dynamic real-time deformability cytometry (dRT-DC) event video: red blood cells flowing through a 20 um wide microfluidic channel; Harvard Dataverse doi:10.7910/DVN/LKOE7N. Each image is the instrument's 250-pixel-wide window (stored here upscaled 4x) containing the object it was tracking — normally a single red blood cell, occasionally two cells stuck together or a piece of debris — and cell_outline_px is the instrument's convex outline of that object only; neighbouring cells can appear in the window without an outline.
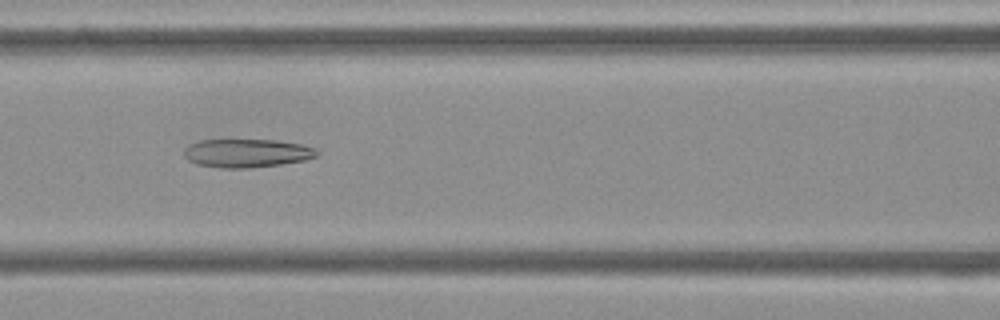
{"species": "Egyptian fruit bat (a non-hibernating species)", "species_latin": "Rousettus aegyptiacus", "temperature_condition": "cold", "stored_images_in_passage": 53, "camera_frame_rate_fps": 3000, "um_per_image_px": 0.085, "frame": {"image": 1, "passage_image": 22, "time_ms": 7.0, "image_size_px": [1000, 320], "cell_outline_px": [[320, 152], [316, 156], [304, 160], [280, 164], [248, 168], [224, 168], [196, 164], [188, 160], [184, 156], [184, 148], [188, 144], [200, 140], [276, 140], [300, 144], [316, 148]], "centroid_in_image_um": [20.96, 13.01], "position_along_channel_um": 145.6, "area_um2": 22.02}}
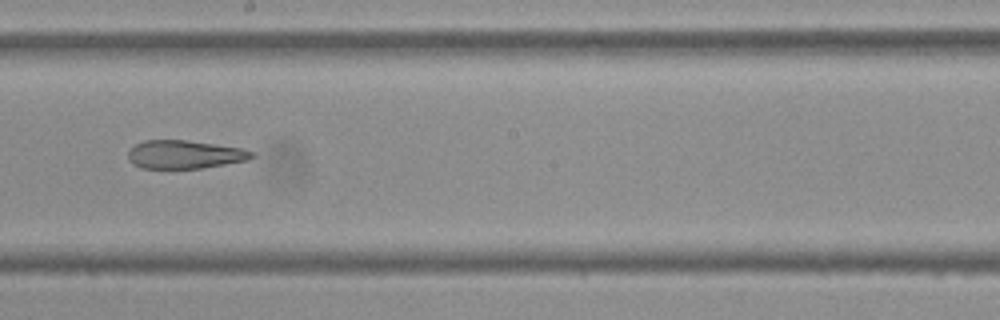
{"frame": {"image": 2, "passage_image": 29, "time_ms": 9.333, "image_size_px": [1000, 320], "cell_outline_px": [[256, 156], [248, 160], [204, 168], [140, 168], [132, 164], [128, 160], [128, 148], [144, 140], [184, 140], [244, 148], [256, 152]], "centroid_in_image_um": [15.71, 13.13], "position_along_channel_um": 232.5, "area_um2": 20.69}}
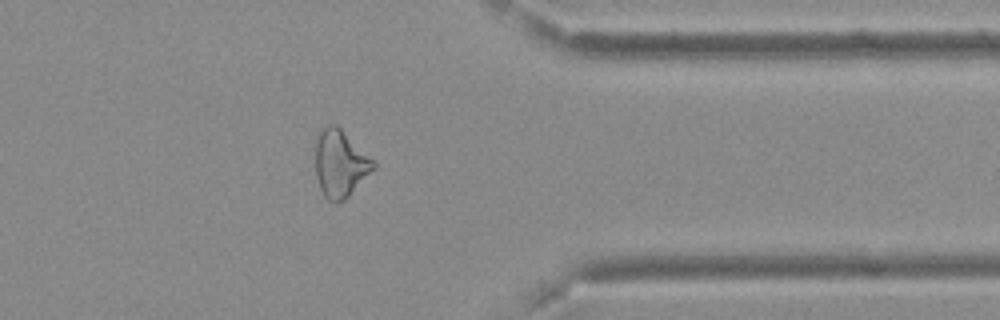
{"frame": {"image": 3, "passage_image": 42, "time_ms": 13.667, "image_size_px": [1000, 320], "cell_outline_px": [[376, 168], [344, 200], [328, 200], [324, 196], [320, 188], [316, 176], [316, 140], [320, 128], [324, 124], [336, 124], [376, 160]], "centroid_in_image_um": [28.94, 13.85], "position_along_channel_um": 382.5, "area_um2": 22.89}, "authors_computed_cell_mechanics": {"area_um2": 25.3742, "velocity_mm_per_s": 3.7305, "shape_relaxation_time_tau1_ms": null, "shape_relaxation_time_tau2_ms": 4.9078, "deformation_change_tau1": null, "deformation_change_tau2": 0.1599}}